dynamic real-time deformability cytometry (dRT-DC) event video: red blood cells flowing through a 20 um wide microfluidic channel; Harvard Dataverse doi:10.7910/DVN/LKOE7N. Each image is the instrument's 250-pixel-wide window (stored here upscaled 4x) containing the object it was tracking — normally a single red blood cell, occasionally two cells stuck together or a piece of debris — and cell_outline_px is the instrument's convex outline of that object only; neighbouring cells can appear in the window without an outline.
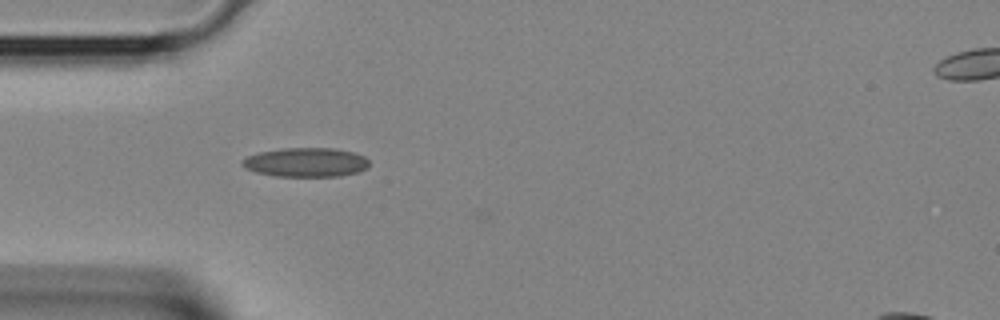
{"species": "Egyptian fruit bat (a non-hibernating species)", "species_latin": "Rousettus aegyptiacus", "temperature_condition": "room temperature", "stored_images_in_passage": 28, "camera_frame_rate_fps": 3000, "um_per_image_px": 0.085, "animal": {"sex": "female"}, "frame": {"image": 1, "passage_image": 1, "time_ms": 0.0, "image_size_px": [1000, 320], "cell_outline_px": [[368, 168], [356, 172], [340, 176], [276, 176], [256, 172], [244, 168], [240, 164], [240, 160], [248, 156], [260, 152], [280, 148], [332, 148], [356, 152], [364, 156], [368, 160]], "centroid_in_image_um": [25.98, 13.79], "position_along_channel_um": 59.0, "area_um2": 21.68}}
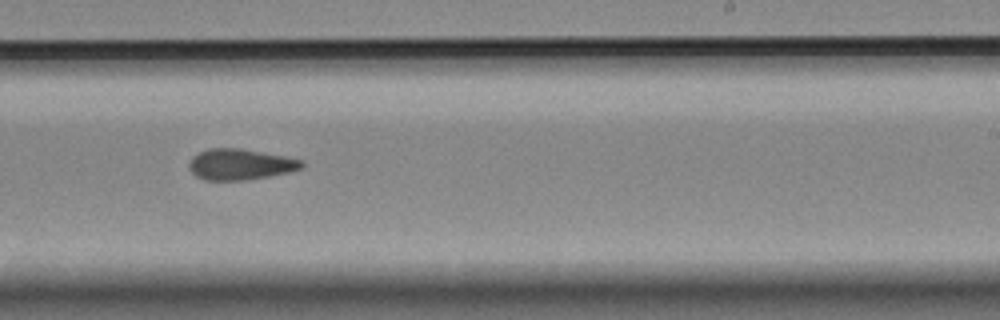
{"frame": {"image": 2, "passage_image": 13, "time_ms": 4.0, "image_size_px": [1000, 320], "cell_outline_px": [[304, 168], [288, 172], [248, 180], [204, 180], [196, 176], [188, 168], [188, 164], [192, 156], [208, 148], [240, 148], [284, 156], [304, 160]], "centroid_in_image_um": [20.42, 13.97], "position_along_channel_um": 268.6, "area_um2": 20.4}}
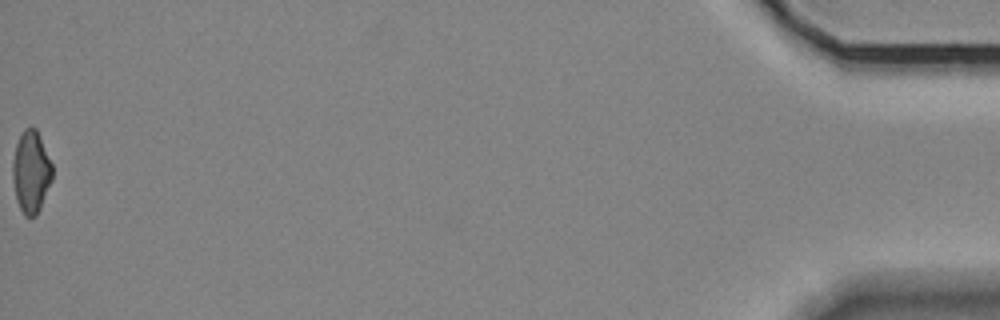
{"frame": {"image": 3, "passage_image": 28, "time_ms": 9.0, "image_size_px": [1000, 320], "cell_outline_px": [[52, 180], [40, 208], [36, 216], [24, 216], [16, 200], [12, 176], [12, 164], [16, 144], [24, 128], [36, 128], [40, 136], [52, 164]], "centroid_in_image_um": [2.63, 14.62], "position_along_channel_um": 432.6, "area_um2": 18.9}}